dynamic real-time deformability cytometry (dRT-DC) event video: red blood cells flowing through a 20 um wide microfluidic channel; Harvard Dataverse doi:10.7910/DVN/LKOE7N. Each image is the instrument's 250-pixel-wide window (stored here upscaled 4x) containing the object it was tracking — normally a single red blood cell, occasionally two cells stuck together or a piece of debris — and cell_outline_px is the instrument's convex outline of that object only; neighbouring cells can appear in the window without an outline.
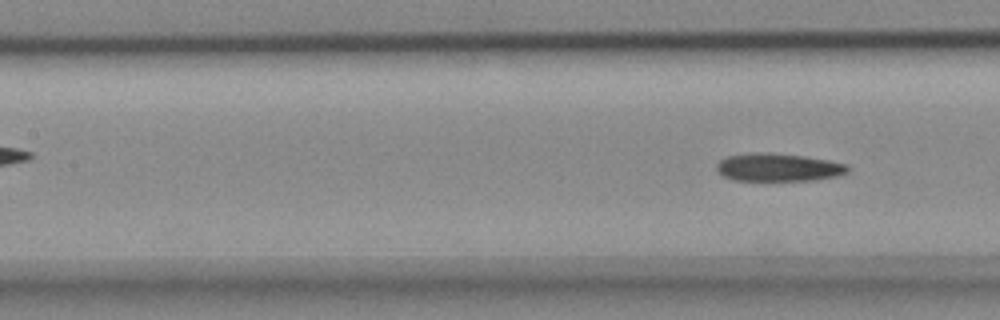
{"species": "common noctule bat (a hibernating species)", "species_latin": "Nyctalus noctula", "temperature_condition": "cold", "stored_images_in_passage": 6, "camera_frame_rate_fps": 3000, "um_per_image_px": 0.085, "animal": {"sex": "female", "body_mass_g": 18.4}, "frame": {"image": 1, "passage_image": 6, "time_ms": 1.667, "image_size_px": [1000, 320], "cell_outline_px": [[848, 172], [836, 176], [816, 180], [732, 180], [724, 176], [716, 168], [716, 164], [720, 160], [728, 156], [752, 152], [768, 152], [804, 156], [828, 160], [848, 164]], "centroid_in_image_um": [66.16, 14.21], "position_along_channel_um": 141.2, "area_um2": 21.33}}